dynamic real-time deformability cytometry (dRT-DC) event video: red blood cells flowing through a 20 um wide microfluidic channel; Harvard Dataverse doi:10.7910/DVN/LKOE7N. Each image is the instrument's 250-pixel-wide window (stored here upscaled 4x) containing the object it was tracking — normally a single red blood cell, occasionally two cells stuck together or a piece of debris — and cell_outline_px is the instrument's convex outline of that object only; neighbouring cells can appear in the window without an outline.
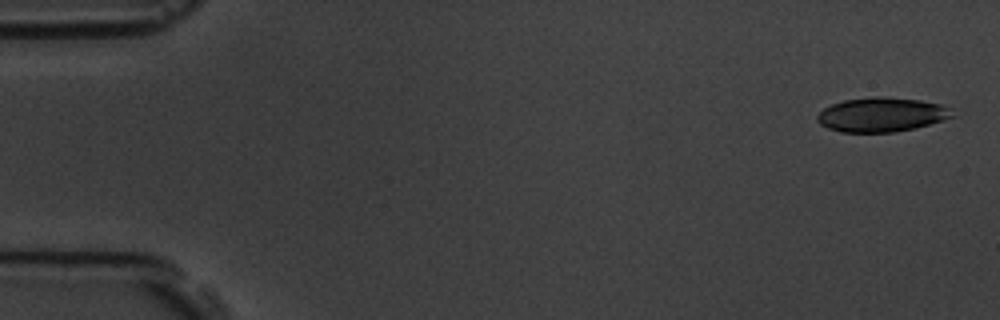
{"species": "common noctule bat (a hibernating species)", "species_latin": "Nyctalus noctula", "temperature_condition": "room temperature", "stored_images_in_passage": 5, "camera_frame_rate_fps": 3000, "um_per_image_px": 0.085, "animal": {"sex": "male", "body_mass_g": 19.5, "forearm_length_mm": 54.6}, "frame": {"image": 1, "passage_image": 1, "time_ms": 0.0, "image_size_px": [1000, 320], "cell_outline_px": [[956, 116], [944, 120], [916, 128], [892, 132], [840, 132], [828, 128], [820, 124], [816, 120], [816, 116], [824, 108], [832, 104], [844, 100], [876, 96], [880, 96], [920, 100], [940, 104], [952, 108]], "centroid_in_image_um": [74.97, 9.74], "position_along_channel_um": 10.0, "area_um2": 27.17}}
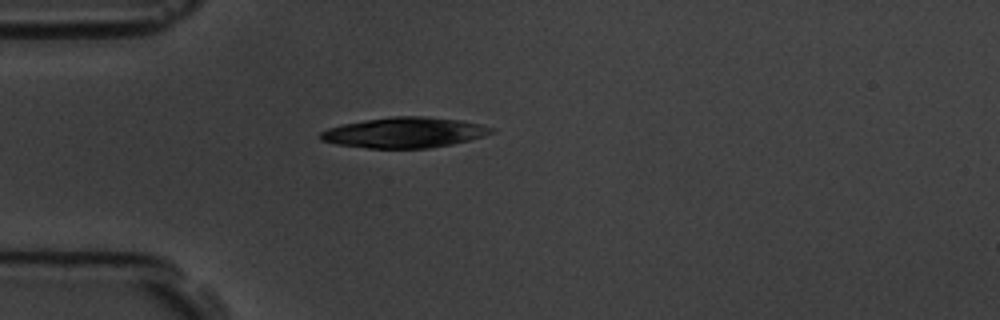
{"frame": {"image": 2, "passage_image": 5, "time_ms": 4.333, "image_size_px": [1000, 320], "cell_outline_px": [[496, 132], [484, 136], [452, 144], [428, 148], [368, 148], [336, 144], [320, 140], [320, 132], [328, 128], [344, 124], [364, 120], [392, 116], [424, 116], [460, 120], [480, 124], [496, 128]], "centroid_in_image_um": [34.4, 11.26], "position_along_channel_um": 50.6, "area_um2": 30.35}}